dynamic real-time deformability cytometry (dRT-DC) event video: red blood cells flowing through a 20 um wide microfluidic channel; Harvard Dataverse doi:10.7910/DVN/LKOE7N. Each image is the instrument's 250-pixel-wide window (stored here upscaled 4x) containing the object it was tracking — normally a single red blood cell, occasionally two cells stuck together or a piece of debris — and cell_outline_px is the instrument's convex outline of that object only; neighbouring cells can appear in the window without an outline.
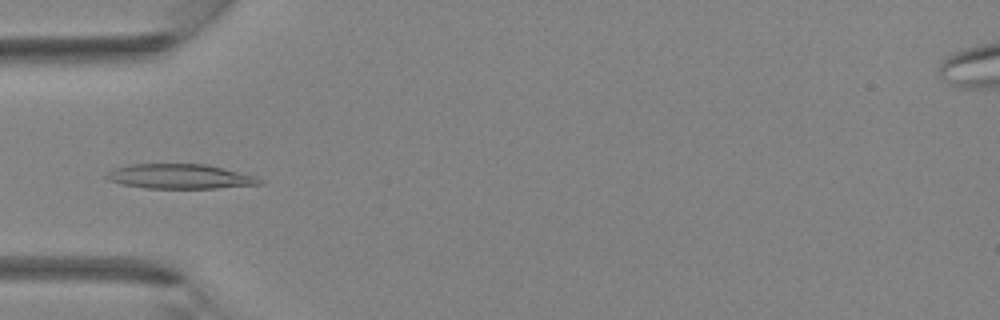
{"species": "Egyptian fruit bat (a non-hibernating species)", "species_latin": "Rousettus aegyptiacus", "temperature_condition": "room temperature", "stored_images_in_passage": 34, "camera_frame_rate_fps": 3000, "um_per_image_px": 0.085, "animal": {"sex": "female"}, "frame": {"image": 1, "passage_image": 7, "time_ms": 2.0, "image_size_px": [1000, 320], "cell_outline_px": [[264, 184], [216, 188], [148, 188], [120, 184], [108, 180], [104, 176], [112, 168], [128, 164], [204, 164], [256, 176], [264, 180]], "centroid_in_image_um": [15.27, 15.0], "position_along_channel_um": 69.7, "area_um2": 22.08}}
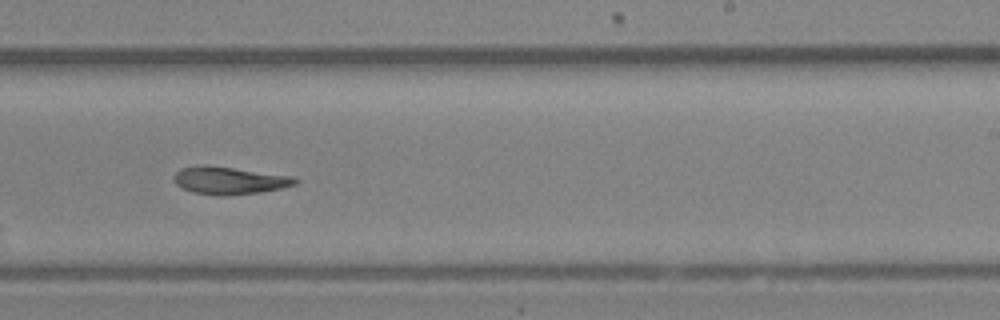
{"frame": {"image": 2, "passage_image": 19, "time_ms": 6.0, "image_size_px": [1000, 320], "cell_outline_px": [[300, 180], [296, 184], [280, 188], [260, 192], [216, 196], [192, 192], [176, 184], [172, 180], [172, 176], [180, 168], [204, 164], [292, 176]], "centroid_in_image_um": [19.44, 15.33], "position_along_channel_um": 269.6, "area_um2": 19.42}}
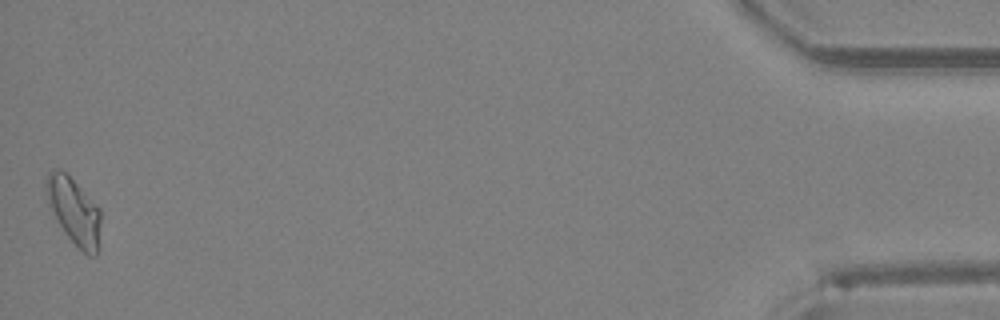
{"frame": {"image": 3, "passage_image": 34, "time_ms": 11.0, "image_size_px": [1000, 320], "cell_outline_px": [[100, 220], [96, 256], [88, 256], [64, 232], [48, 204], [44, 188], [48, 172], [56, 168], [60, 168], [68, 172], [100, 208]], "centroid_in_image_um": [6.26, 17.85], "position_along_channel_um": 428.9, "area_um2": 21.21}}